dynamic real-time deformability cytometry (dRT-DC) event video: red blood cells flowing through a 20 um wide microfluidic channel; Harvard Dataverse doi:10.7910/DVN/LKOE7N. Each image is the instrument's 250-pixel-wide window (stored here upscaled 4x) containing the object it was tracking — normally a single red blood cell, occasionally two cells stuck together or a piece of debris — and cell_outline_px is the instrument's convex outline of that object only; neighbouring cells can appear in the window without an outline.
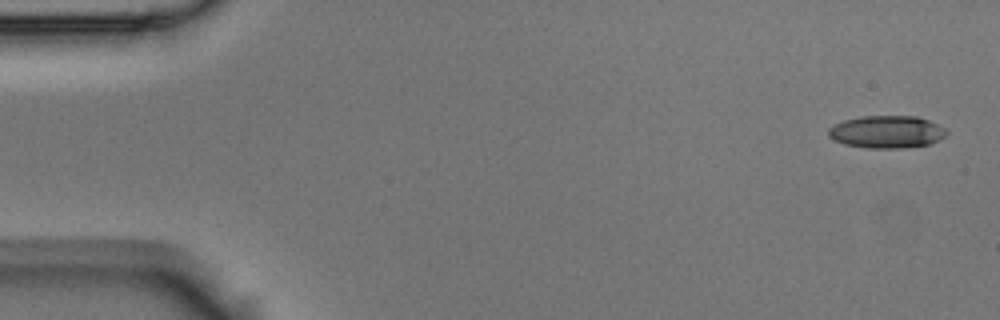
{"species": "Egyptian fruit bat (a non-hibernating species)", "species_latin": "Rousettus aegyptiacus", "temperature_condition": "room temperature", "stored_images_in_passage": 4, "camera_frame_rate_fps": 3000, "um_per_image_px": 0.085, "animal": {"sex": "male"}, "frame": {"image": 1, "passage_image": 1, "time_ms": 0.0, "image_size_px": [1000, 320], "cell_outline_px": [[948, 132], [940, 140], [932, 144], [904, 148], [868, 148], [844, 144], [828, 136], [828, 128], [844, 120], [860, 116], [916, 116], [928, 120], [944, 128]], "centroid_in_image_um": [75.38, 11.21], "position_along_channel_um": 9.6, "area_um2": 22.37}}
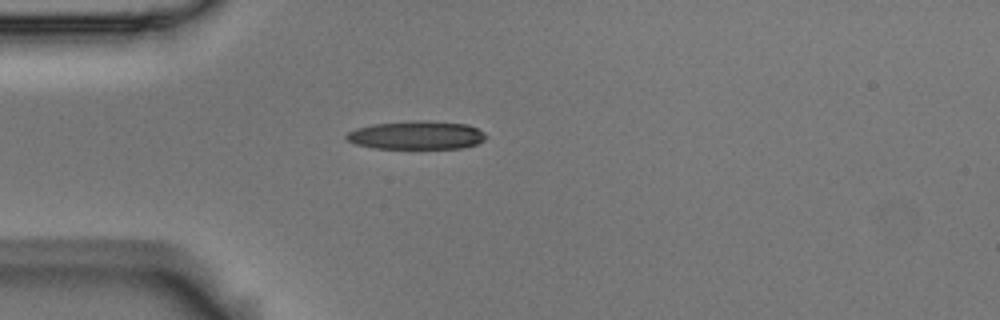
{"frame": {"image": 2, "passage_image": 4, "time_ms": 1.0, "image_size_px": [1000, 320], "cell_outline_px": [[488, 136], [484, 140], [476, 144], [460, 148], [376, 148], [356, 144], [348, 140], [344, 136], [348, 132], [356, 128], [372, 124], [468, 124], [484, 132]], "centroid_in_image_um": [35.39, 11.55], "position_along_channel_um": 49.6, "area_um2": 21.56}}